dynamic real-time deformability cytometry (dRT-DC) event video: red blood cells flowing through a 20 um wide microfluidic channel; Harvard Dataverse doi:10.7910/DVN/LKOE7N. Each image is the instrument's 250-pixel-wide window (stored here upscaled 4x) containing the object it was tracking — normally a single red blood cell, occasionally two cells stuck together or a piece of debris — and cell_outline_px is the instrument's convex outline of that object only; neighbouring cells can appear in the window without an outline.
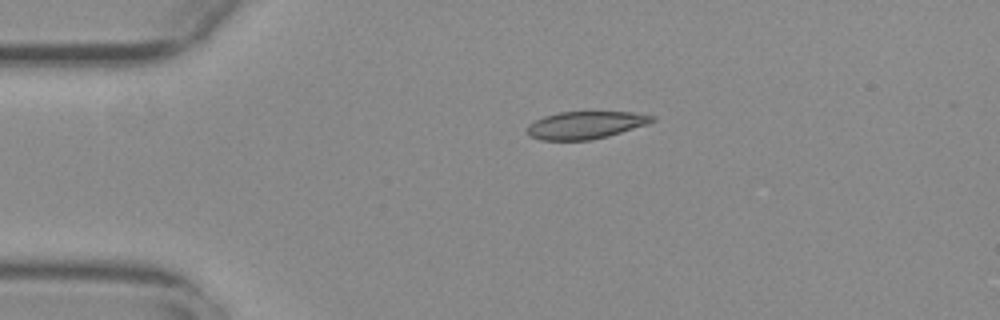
{"species": "common noctule bat (a hibernating species)", "species_latin": "Nyctalus noctula", "temperature_condition": "warm", "stored_images_in_passage": 45, "camera_frame_rate_fps": 3000, "um_per_image_px": 0.085, "animal": {"sex": "female", "body_mass_g": 29.2, "forearm_length_mm": 56.3}, "frame": {"image": 1, "passage_image": 1, "time_ms": 0.0, "image_size_px": [1000, 320], "cell_outline_px": [[656, 120], [648, 124], [608, 136], [592, 140], [540, 140], [528, 136], [528, 124], [544, 116], [560, 112], [632, 112], [656, 116]], "centroid_in_image_um": [49.78, 10.63], "position_along_channel_um": 35.2, "area_um2": 20.06}}
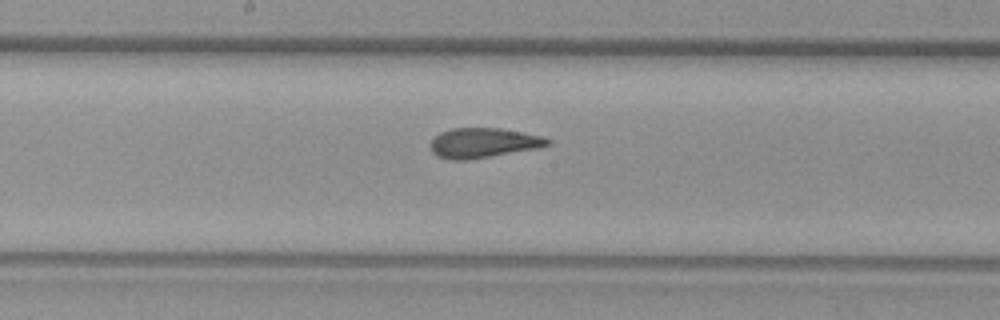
{"frame": {"image": 2, "passage_image": 18, "time_ms": 5.667, "image_size_px": [1000, 320], "cell_outline_px": [[552, 144], [540, 148], [468, 160], [448, 160], [436, 156], [432, 152], [432, 140], [440, 132], [452, 128], [500, 128], [544, 136], [552, 140]], "centroid_in_image_um": [41.13, 12.15], "position_along_channel_um": 207.1, "area_um2": 20.58}}
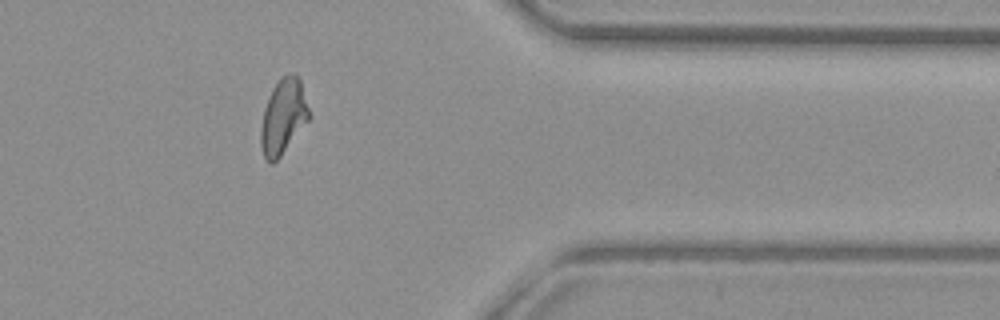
{"frame": {"image": 3, "passage_image": 34, "time_ms": 11.0, "image_size_px": [1000, 320], "cell_outline_px": [[312, 116], [280, 156], [272, 164], [264, 156], [260, 144], [260, 128], [264, 108], [272, 88], [284, 76], [292, 72], [300, 80]], "centroid_in_image_um": [24.08, 9.91], "position_along_channel_um": 387.3, "area_um2": 20.92}, "authors_computed_cell_mechanics": {"area_um2": 20.6924, "velocity_mm_per_s": 3.7318, "shape_relaxation_time_tau1_ms": null, "shape_relaxation_time_tau2_ms": 1.5579, "deformation_change_tau1": null, "deformation_change_tau2": 0.0682}}